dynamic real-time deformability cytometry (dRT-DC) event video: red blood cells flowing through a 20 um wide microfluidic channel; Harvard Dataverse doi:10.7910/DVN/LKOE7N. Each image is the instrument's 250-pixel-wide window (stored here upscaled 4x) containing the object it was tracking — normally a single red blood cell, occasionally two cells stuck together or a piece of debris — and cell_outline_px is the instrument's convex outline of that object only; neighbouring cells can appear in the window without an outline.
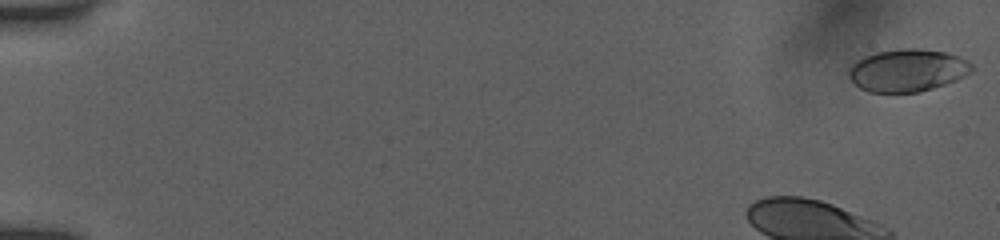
{"species": "human", "species_latin": "Homo sapiens", "temperature_condition": "room temperature", "stored_images_in_passage": 41, "camera_frame_rate_fps": 3000, "um_per_image_px": 0.085, "donor": {"sex": "female"}, "frame": {"image": 1, "passage_image": 1, "time_ms": 0.0, "image_size_px": [1000, 240], "cell_outline_px": [[972, 72], [956, 80], [920, 92], [868, 92], [860, 88], [848, 76], [848, 68], [852, 64], [864, 56], [876, 52], [904, 48], [916, 48], [944, 52], [960, 56], [968, 60], [972, 64]], "centroid_in_image_um": [77.13, 5.97], "position_along_channel_um": 7.9, "area_um2": 30.46}}
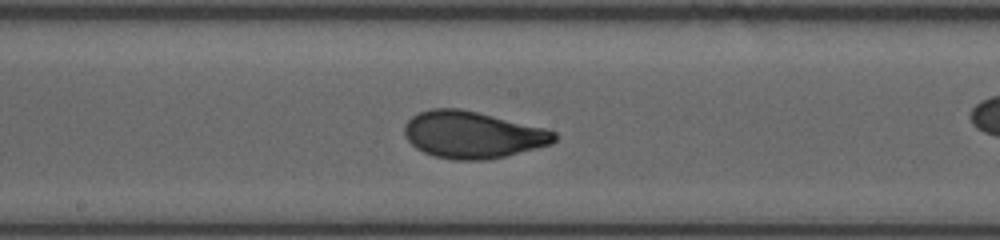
{"frame": {"image": 2, "passage_image": 27, "time_ms": 8.667, "image_size_px": [1000, 240], "cell_outline_px": [[556, 140], [552, 144], [504, 156], [484, 160], [452, 160], [436, 156], [424, 152], [416, 148], [404, 136], [404, 124], [412, 116], [420, 112], [432, 108], [460, 108], [548, 128], [556, 132]], "centroid_in_image_um": [40.18, 11.44], "position_along_channel_um": 208.0, "area_um2": 41.1}}
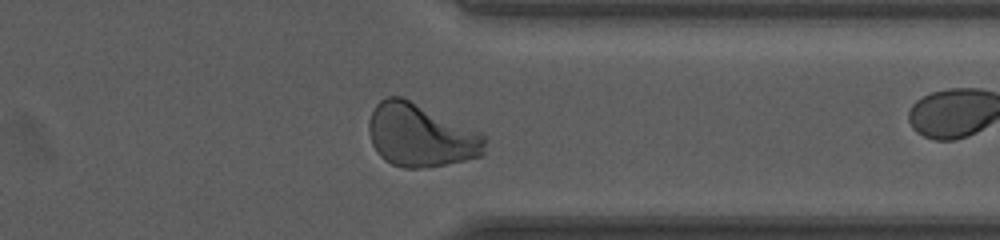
{"frame": {"image": 3, "passage_image": 40, "time_ms": 13.0, "image_size_px": [1000, 240], "cell_outline_px": [[488, 136], [484, 156], [424, 168], [404, 168], [392, 164], [384, 160], [376, 152], [372, 144], [368, 132], [368, 124], [372, 112], [376, 104], [380, 100], [388, 96], [404, 96], [484, 132]], "centroid_in_image_um": [35.81, 11.48], "position_along_channel_um": 375.6, "area_um2": 43.75}}